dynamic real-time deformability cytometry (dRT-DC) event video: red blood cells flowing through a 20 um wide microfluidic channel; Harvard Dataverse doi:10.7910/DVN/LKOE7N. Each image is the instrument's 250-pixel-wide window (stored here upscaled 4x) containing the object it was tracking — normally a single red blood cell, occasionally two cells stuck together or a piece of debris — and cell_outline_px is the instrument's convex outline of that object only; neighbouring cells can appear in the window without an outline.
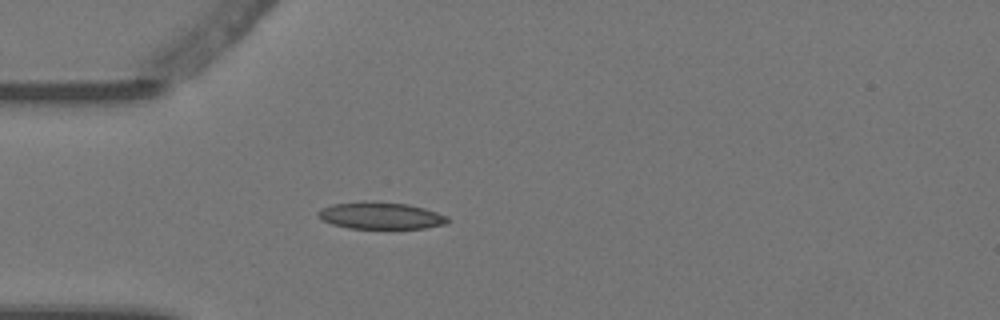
{"species": "Egyptian fruit bat (a non-hibernating species)", "species_latin": "Rousettus aegyptiacus", "temperature_condition": "warm", "stored_images_in_passage": 4, "camera_frame_rate_fps": 3000, "um_per_image_px": 0.085, "animal": {"sex": "female"}, "frame": {"image": 1, "passage_image": 4, "time_ms": 1.0, "image_size_px": [1000, 320], "cell_outline_px": [[452, 220], [448, 224], [424, 228], [348, 228], [332, 224], [320, 220], [316, 216], [316, 212], [320, 208], [332, 204], [364, 200], [376, 200], [408, 204], [424, 208], [448, 216]], "centroid_in_image_um": [32.33, 18.31], "position_along_channel_um": 52.7, "area_um2": 20.92}}